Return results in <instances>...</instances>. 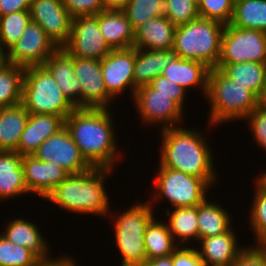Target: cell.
Here are the masks:
<instances>
[{"label": "cell", "instance_id": "1", "mask_svg": "<svg viewBox=\"0 0 266 266\" xmlns=\"http://www.w3.org/2000/svg\"><path fill=\"white\" fill-rule=\"evenodd\" d=\"M108 109L75 108L65 118V127L92 167L113 169L119 151Z\"/></svg>", "mask_w": 266, "mask_h": 266}, {"label": "cell", "instance_id": "2", "mask_svg": "<svg viewBox=\"0 0 266 266\" xmlns=\"http://www.w3.org/2000/svg\"><path fill=\"white\" fill-rule=\"evenodd\" d=\"M160 167L215 181L214 163L210 147L202 133L175 126L162 129ZM206 140V141H205Z\"/></svg>", "mask_w": 266, "mask_h": 266}, {"label": "cell", "instance_id": "3", "mask_svg": "<svg viewBox=\"0 0 266 266\" xmlns=\"http://www.w3.org/2000/svg\"><path fill=\"white\" fill-rule=\"evenodd\" d=\"M112 171L109 168L92 167L83 173L70 174L46 200L70 212L102 216L109 214L110 203L104 180Z\"/></svg>", "mask_w": 266, "mask_h": 266}, {"label": "cell", "instance_id": "4", "mask_svg": "<svg viewBox=\"0 0 266 266\" xmlns=\"http://www.w3.org/2000/svg\"><path fill=\"white\" fill-rule=\"evenodd\" d=\"M224 28V23L200 17L176 26L172 51L177 57L202 62L210 69L216 68Z\"/></svg>", "mask_w": 266, "mask_h": 266}, {"label": "cell", "instance_id": "5", "mask_svg": "<svg viewBox=\"0 0 266 266\" xmlns=\"http://www.w3.org/2000/svg\"><path fill=\"white\" fill-rule=\"evenodd\" d=\"M205 97L211 103L209 122L216 126L245 119L257 107V98L218 68L209 70Z\"/></svg>", "mask_w": 266, "mask_h": 266}, {"label": "cell", "instance_id": "6", "mask_svg": "<svg viewBox=\"0 0 266 266\" xmlns=\"http://www.w3.org/2000/svg\"><path fill=\"white\" fill-rule=\"evenodd\" d=\"M22 104L29 114L57 115L64 119L75 109L43 66L25 69Z\"/></svg>", "mask_w": 266, "mask_h": 266}, {"label": "cell", "instance_id": "7", "mask_svg": "<svg viewBox=\"0 0 266 266\" xmlns=\"http://www.w3.org/2000/svg\"><path fill=\"white\" fill-rule=\"evenodd\" d=\"M151 202L135 204L114 222L116 246L122 255L121 266H144L147 261L144 234L154 217Z\"/></svg>", "mask_w": 266, "mask_h": 266}, {"label": "cell", "instance_id": "8", "mask_svg": "<svg viewBox=\"0 0 266 266\" xmlns=\"http://www.w3.org/2000/svg\"><path fill=\"white\" fill-rule=\"evenodd\" d=\"M159 168L153 180L157 190L154 197H165L173 208L193 207L203 203L207 199L208 189L215 183L170 168Z\"/></svg>", "mask_w": 266, "mask_h": 266}, {"label": "cell", "instance_id": "9", "mask_svg": "<svg viewBox=\"0 0 266 266\" xmlns=\"http://www.w3.org/2000/svg\"><path fill=\"white\" fill-rule=\"evenodd\" d=\"M266 63V32L226 24L218 64Z\"/></svg>", "mask_w": 266, "mask_h": 266}, {"label": "cell", "instance_id": "10", "mask_svg": "<svg viewBox=\"0 0 266 266\" xmlns=\"http://www.w3.org/2000/svg\"><path fill=\"white\" fill-rule=\"evenodd\" d=\"M63 48L72 57L100 61L112 51L100 32L95 16L72 18L70 37Z\"/></svg>", "mask_w": 266, "mask_h": 266}, {"label": "cell", "instance_id": "11", "mask_svg": "<svg viewBox=\"0 0 266 266\" xmlns=\"http://www.w3.org/2000/svg\"><path fill=\"white\" fill-rule=\"evenodd\" d=\"M59 47L35 22L30 21L19 41L7 53V62L22 66H42Z\"/></svg>", "mask_w": 266, "mask_h": 266}, {"label": "cell", "instance_id": "12", "mask_svg": "<svg viewBox=\"0 0 266 266\" xmlns=\"http://www.w3.org/2000/svg\"><path fill=\"white\" fill-rule=\"evenodd\" d=\"M33 155L43 162L61 166L69 174L83 173L92 168L65 126L43 141Z\"/></svg>", "mask_w": 266, "mask_h": 266}, {"label": "cell", "instance_id": "13", "mask_svg": "<svg viewBox=\"0 0 266 266\" xmlns=\"http://www.w3.org/2000/svg\"><path fill=\"white\" fill-rule=\"evenodd\" d=\"M144 123L163 124V128L178 126L183 117V110L171 96L158 93L150 85H144L135 90L132 97ZM150 123V124H149Z\"/></svg>", "mask_w": 266, "mask_h": 266}, {"label": "cell", "instance_id": "14", "mask_svg": "<svg viewBox=\"0 0 266 266\" xmlns=\"http://www.w3.org/2000/svg\"><path fill=\"white\" fill-rule=\"evenodd\" d=\"M30 20L37 23L60 48L69 40L72 17L62 0H32Z\"/></svg>", "mask_w": 266, "mask_h": 266}, {"label": "cell", "instance_id": "15", "mask_svg": "<svg viewBox=\"0 0 266 266\" xmlns=\"http://www.w3.org/2000/svg\"><path fill=\"white\" fill-rule=\"evenodd\" d=\"M74 74L82 86L81 108L107 109L113 97L106 90L101 61L74 57Z\"/></svg>", "mask_w": 266, "mask_h": 266}, {"label": "cell", "instance_id": "16", "mask_svg": "<svg viewBox=\"0 0 266 266\" xmlns=\"http://www.w3.org/2000/svg\"><path fill=\"white\" fill-rule=\"evenodd\" d=\"M135 47L112 49L101 60V70L107 92L115 98L130 87L134 95Z\"/></svg>", "mask_w": 266, "mask_h": 266}, {"label": "cell", "instance_id": "17", "mask_svg": "<svg viewBox=\"0 0 266 266\" xmlns=\"http://www.w3.org/2000/svg\"><path fill=\"white\" fill-rule=\"evenodd\" d=\"M22 166L28 192L44 199L70 175L61 166L43 162L34 155H22Z\"/></svg>", "mask_w": 266, "mask_h": 266}, {"label": "cell", "instance_id": "18", "mask_svg": "<svg viewBox=\"0 0 266 266\" xmlns=\"http://www.w3.org/2000/svg\"><path fill=\"white\" fill-rule=\"evenodd\" d=\"M42 66L54 77L67 100L81 108L82 86L74 74V57L60 47Z\"/></svg>", "mask_w": 266, "mask_h": 266}, {"label": "cell", "instance_id": "19", "mask_svg": "<svg viewBox=\"0 0 266 266\" xmlns=\"http://www.w3.org/2000/svg\"><path fill=\"white\" fill-rule=\"evenodd\" d=\"M65 126L62 116L49 114H29L25 130L17 147L20 155H33L40 144Z\"/></svg>", "mask_w": 266, "mask_h": 266}, {"label": "cell", "instance_id": "20", "mask_svg": "<svg viewBox=\"0 0 266 266\" xmlns=\"http://www.w3.org/2000/svg\"><path fill=\"white\" fill-rule=\"evenodd\" d=\"M175 30L176 26L167 17L151 18L134 30L133 47L143 50H171Z\"/></svg>", "mask_w": 266, "mask_h": 266}, {"label": "cell", "instance_id": "21", "mask_svg": "<svg viewBox=\"0 0 266 266\" xmlns=\"http://www.w3.org/2000/svg\"><path fill=\"white\" fill-rule=\"evenodd\" d=\"M235 232H228L200 239L198 254L207 266H230L244 247H238Z\"/></svg>", "mask_w": 266, "mask_h": 266}, {"label": "cell", "instance_id": "22", "mask_svg": "<svg viewBox=\"0 0 266 266\" xmlns=\"http://www.w3.org/2000/svg\"><path fill=\"white\" fill-rule=\"evenodd\" d=\"M100 32L111 49L133 47L134 29L122 10H103L94 15Z\"/></svg>", "mask_w": 266, "mask_h": 266}, {"label": "cell", "instance_id": "23", "mask_svg": "<svg viewBox=\"0 0 266 266\" xmlns=\"http://www.w3.org/2000/svg\"><path fill=\"white\" fill-rule=\"evenodd\" d=\"M209 70L210 68L202 62L175 56L163 69L161 75L175 82L186 91L189 87H202L203 95H206Z\"/></svg>", "mask_w": 266, "mask_h": 266}, {"label": "cell", "instance_id": "24", "mask_svg": "<svg viewBox=\"0 0 266 266\" xmlns=\"http://www.w3.org/2000/svg\"><path fill=\"white\" fill-rule=\"evenodd\" d=\"M171 50H143L135 48L134 93L141 86L149 85L162 74L163 69L175 57Z\"/></svg>", "mask_w": 266, "mask_h": 266}, {"label": "cell", "instance_id": "25", "mask_svg": "<svg viewBox=\"0 0 266 266\" xmlns=\"http://www.w3.org/2000/svg\"><path fill=\"white\" fill-rule=\"evenodd\" d=\"M29 194L22 166V155L15 151H0V199Z\"/></svg>", "mask_w": 266, "mask_h": 266}, {"label": "cell", "instance_id": "26", "mask_svg": "<svg viewBox=\"0 0 266 266\" xmlns=\"http://www.w3.org/2000/svg\"><path fill=\"white\" fill-rule=\"evenodd\" d=\"M1 234L10 242L20 247H25L35 253L41 260H47L50 257L47 243L42 234L38 231L35 223L26 219H14L10 221Z\"/></svg>", "mask_w": 266, "mask_h": 266}, {"label": "cell", "instance_id": "27", "mask_svg": "<svg viewBox=\"0 0 266 266\" xmlns=\"http://www.w3.org/2000/svg\"><path fill=\"white\" fill-rule=\"evenodd\" d=\"M29 113L22 103L0 108V151H16Z\"/></svg>", "mask_w": 266, "mask_h": 266}, {"label": "cell", "instance_id": "28", "mask_svg": "<svg viewBox=\"0 0 266 266\" xmlns=\"http://www.w3.org/2000/svg\"><path fill=\"white\" fill-rule=\"evenodd\" d=\"M227 77L246 87L257 99L266 87V63L243 62L217 64Z\"/></svg>", "mask_w": 266, "mask_h": 266}, {"label": "cell", "instance_id": "29", "mask_svg": "<svg viewBox=\"0 0 266 266\" xmlns=\"http://www.w3.org/2000/svg\"><path fill=\"white\" fill-rule=\"evenodd\" d=\"M227 211L220 205L207 201V199L197 205L198 241L226 233L232 228L231 218Z\"/></svg>", "mask_w": 266, "mask_h": 266}, {"label": "cell", "instance_id": "30", "mask_svg": "<svg viewBox=\"0 0 266 266\" xmlns=\"http://www.w3.org/2000/svg\"><path fill=\"white\" fill-rule=\"evenodd\" d=\"M144 244L147 260L169 256L179 247L168 225L155 220V216L150 220L145 230Z\"/></svg>", "mask_w": 266, "mask_h": 266}, {"label": "cell", "instance_id": "31", "mask_svg": "<svg viewBox=\"0 0 266 266\" xmlns=\"http://www.w3.org/2000/svg\"><path fill=\"white\" fill-rule=\"evenodd\" d=\"M229 24L266 32V0H235Z\"/></svg>", "mask_w": 266, "mask_h": 266}, {"label": "cell", "instance_id": "32", "mask_svg": "<svg viewBox=\"0 0 266 266\" xmlns=\"http://www.w3.org/2000/svg\"><path fill=\"white\" fill-rule=\"evenodd\" d=\"M25 69L8 62L0 68V108L22 103Z\"/></svg>", "mask_w": 266, "mask_h": 266}, {"label": "cell", "instance_id": "33", "mask_svg": "<svg viewBox=\"0 0 266 266\" xmlns=\"http://www.w3.org/2000/svg\"><path fill=\"white\" fill-rule=\"evenodd\" d=\"M166 215L169 216L167 225L175 242L176 237L182 244L189 239L198 240L197 206L174 208L173 212L167 209Z\"/></svg>", "mask_w": 266, "mask_h": 266}, {"label": "cell", "instance_id": "34", "mask_svg": "<svg viewBox=\"0 0 266 266\" xmlns=\"http://www.w3.org/2000/svg\"><path fill=\"white\" fill-rule=\"evenodd\" d=\"M122 11L135 30L151 18L167 17V0H128Z\"/></svg>", "mask_w": 266, "mask_h": 266}, {"label": "cell", "instance_id": "35", "mask_svg": "<svg viewBox=\"0 0 266 266\" xmlns=\"http://www.w3.org/2000/svg\"><path fill=\"white\" fill-rule=\"evenodd\" d=\"M30 21L29 10L0 16V46L5 52L19 41Z\"/></svg>", "mask_w": 266, "mask_h": 266}, {"label": "cell", "instance_id": "36", "mask_svg": "<svg viewBox=\"0 0 266 266\" xmlns=\"http://www.w3.org/2000/svg\"><path fill=\"white\" fill-rule=\"evenodd\" d=\"M40 261L31 250L15 245L0 233V266H38Z\"/></svg>", "mask_w": 266, "mask_h": 266}, {"label": "cell", "instance_id": "37", "mask_svg": "<svg viewBox=\"0 0 266 266\" xmlns=\"http://www.w3.org/2000/svg\"><path fill=\"white\" fill-rule=\"evenodd\" d=\"M256 191L250 211V225L257 244L266 243V186L256 178Z\"/></svg>", "mask_w": 266, "mask_h": 266}, {"label": "cell", "instance_id": "38", "mask_svg": "<svg viewBox=\"0 0 266 266\" xmlns=\"http://www.w3.org/2000/svg\"><path fill=\"white\" fill-rule=\"evenodd\" d=\"M234 3L235 0H199V17L229 24L233 16Z\"/></svg>", "mask_w": 266, "mask_h": 266}, {"label": "cell", "instance_id": "39", "mask_svg": "<svg viewBox=\"0 0 266 266\" xmlns=\"http://www.w3.org/2000/svg\"><path fill=\"white\" fill-rule=\"evenodd\" d=\"M167 18L175 25L187 24L199 18L198 5L191 0H167Z\"/></svg>", "mask_w": 266, "mask_h": 266}, {"label": "cell", "instance_id": "40", "mask_svg": "<svg viewBox=\"0 0 266 266\" xmlns=\"http://www.w3.org/2000/svg\"><path fill=\"white\" fill-rule=\"evenodd\" d=\"M72 18L94 16L104 10L102 0H62Z\"/></svg>", "mask_w": 266, "mask_h": 266}, {"label": "cell", "instance_id": "41", "mask_svg": "<svg viewBox=\"0 0 266 266\" xmlns=\"http://www.w3.org/2000/svg\"><path fill=\"white\" fill-rule=\"evenodd\" d=\"M230 266H266V244L244 247Z\"/></svg>", "mask_w": 266, "mask_h": 266}, {"label": "cell", "instance_id": "42", "mask_svg": "<svg viewBox=\"0 0 266 266\" xmlns=\"http://www.w3.org/2000/svg\"><path fill=\"white\" fill-rule=\"evenodd\" d=\"M158 93L169 95L182 109L187 91L163 75H159L149 84Z\"/></svg>", "mask_w": 266, "mask_h": 266}, {"label": "cell", "instance_id": "43", "mask_svg": "<svg viewBox=\"0 0 266 266\" xmlns=\"http://www.w3.org/2000/svg\"><path fill=\"white\" fill-rule=\"evenodd\" d=\"M245 119L258 145L266 150V111L257 106Z\"/></svg>", "mask_w": 266, "mask_h": 266}, {"label": "cell", "instance_id": "44", "mask_svg": "<svg viewBox=\"0 0 266 266\" xmlns=\"http://www.w3.org/2000/svg\"><path fill=\"white\" fill-rule=\"evenodd\" d=\"M182 248V249H181ZM172 261L174 266H207L200 258L196 248L179 246L172 253Z\"/></svg>", "mask_w": 266, "mask_h": 266}, {"label": "cell", "instance_id": "45", "mask_svg": "<svg viewBox=\"0 0 266 266\" xmlns=\"http://www.w3.org/2000/svg\"><path fill=\"white\" fill-rule=\"evenodd\" d=\"M32 0H0V16L29 10Z\"/></svg>", "mask_w": 266, "mask_h": 266}, {"label": "cell", "instance_id": "46", "mask_svg": "<svg viewBox=\"0 0 266 266\" xmlns=\"http://www.w3.org/2000/svg\"><path fill=\"white\" fill-rule=\"evenodd\" d=\"M76 262L70 257H57L53 259L52 257L47 260H41L38 266H75Z\"/></svg>", "mask_w": 266, "mask_h": 266}, {"label": "cell", "instance_id": "47", "mask_svg": "<svg viewBox=\"0 0 266 266\" xmlns=\"http://www.w3.org/2000/svg\"><path fill=\"white\" fill-rule=\"evenodd\" d=\"M144 266H174L172 261V254L166 257L147 260Z\"/></svg>", "mask_w": 266, "mask_h": 266}, {"label": "cell", "instance_id": "48", "mask_svg": "<svg viewBox=\"0 0 266 266\" xmlns=\"http://www.w3.org/2000/svg\"><path fill=\"white\" fill-rule=\"evenodd\" d=\"M128 0H102L104 10H122Z\"/></svg>", "mask_w": 266, "mask_h": 266}, {"label": "cell", "instance_id": "49", "mask_svg": "<svg viewBox=\"0 0 266 266\" xmlns=\"http://www.w3.org/2000/svg\"><path fill=\"white\" fill-rule=\"evenodd\" d=\"M257 106L263 110L266 111V87L264 90L261 92V94L258 96L257 99Z\"/></svg>", "mask_w": 266, "mask_h": 266}, {"label": "cell", "instance_id": "50", "mask_svg": "<svg viewBox=\"0 0 266 266\" xmlns=\"http://www.w3.org/2000/svg\"><path fill=\"white\" fill-rule=\"evenodd\" d=\"M0 46V68L7 63V53Z\"/></svg>", "mask_w": 266, "mask_h": 266}, {"label": "cell", "instance_id": "51", "mask_svg": "<svg viewBox=\"0 0 266 266\" xmlns=\"http://www.w3.org/2000/svg\"><path fill=\"white\" fill-rule=\"evenodd\" d=\"M257 178L266 186V172H264V174L259 175V177Z\"/></svg>", "mask_w": 266, "mask_h": 266}, {"label": "cell", "instance_id": "52", "mask_svg": "<svg viewBox=\"0 0 266 266\" xmlns=\"http://www.w3.org/2000/svg\"><path fill=\"white\" fill-rule=\"evenodd\" d=\"M191 1L195 2L198 5L199 0H191Z\"/></svg>", "mask_w": 266, "mask_h": 266}]
</instances>
